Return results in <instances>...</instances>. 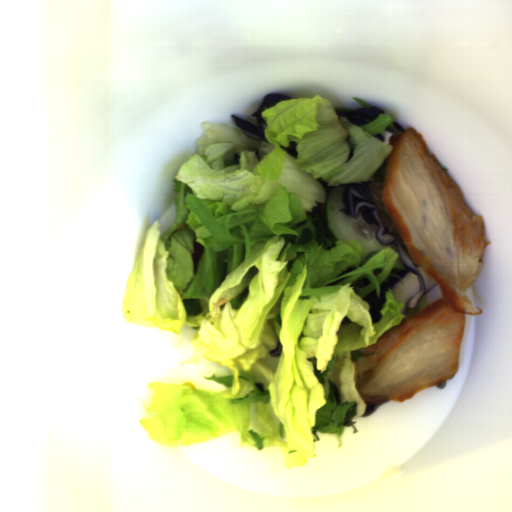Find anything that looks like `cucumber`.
Returning a JSON list of instances; mask_svg holds the SVG:
<instances>
[{
	"label": "cucumber",
	"instance_id": "2",
	"mask_svg": "<svg viewBox=\"0 0 512 512\" xmlns=\"http://www.w3.org/2000/svg\"><path fill=\"white\" fill-rule=\"evenodd\" d=\"M392 270H408L402 263L400 256L395 260Z\"/></svg>",
	"mask_w": 512,
	"mask_h": 512
},
{
	"label": "cucumber",
	"instance_id": "1",
	"mask_svg": "<svg viewBox=\"0 0 512 512\" xmlns=\"http://www.w3.org/2000/svg\"><path fill=\"white\" fill-rule=\"evenodd\" d=\"M346 185H337L332 189L326 198L323 213L325 227L336 241H360L365 255L364 258L385 247L398 252L395 243L382 245L376 238L378 227L374 224H367L363 219V211L358 212L357 217L344 214L341 209L347 208L344 204L342 194Z\"/></svg>",
	"mask_w": 512,
	"mask_h": 512
}]
</instances>
